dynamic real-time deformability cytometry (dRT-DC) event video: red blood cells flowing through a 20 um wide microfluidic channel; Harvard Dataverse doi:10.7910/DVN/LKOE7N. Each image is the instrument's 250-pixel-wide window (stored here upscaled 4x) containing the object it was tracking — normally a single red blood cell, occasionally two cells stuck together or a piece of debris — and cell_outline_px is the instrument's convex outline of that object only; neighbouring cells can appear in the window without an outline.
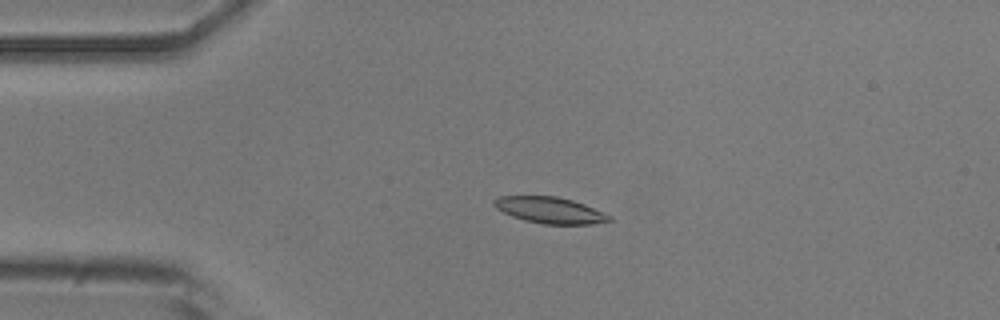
{"species": "common noctule bat (a hibernating species)", "species_latin": "Nyctalus noctula", "temperature_condition": "room temperature", "stored_images_in_passage": 5, "camera_frame_rate_fps": 3000, "um_per_image_px": 0.085, "animal": {"sex": "male", "body_mass_g": 20.5, "forearm_length_mm": 52.5}, "frame": {"image": 1, "passage_image": 3, "time_ms": 2.333, "image_size_px": [1000, 320], "cell_outline_px": [[612, 220], [592, 224], [544, 224], [524, 220], [512, 216], [496, 208], [492, 204], [492, 200], [500, 196], [556, 196], [572, 200], [584, 204], [612, 216]], "centroid_in_image_um": [46.73, 17.86], "position_along_channel_um": 38.3, "area_um2": 17.57}}
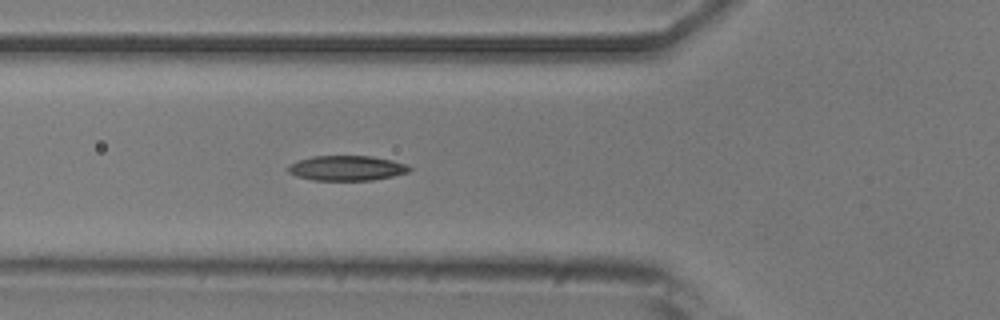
{"frame": {"image": 2, "passage_image": 5, "time_ms": 4.667, "image_size_px": [1000, 320], "cell_outline_px": [[412, 168], [408, 172], [392, 176], [372, 180], [312, 180], [296, 176], [288, 172], [288, 168], [292, 164], [300, 160], [312, 156], [372, 156], [392, 160], [408, 164]], "centroid_in_image_um": [29.51, 14.29], "position_along_channel_um": 96.3, "area_um2": 17.57}}